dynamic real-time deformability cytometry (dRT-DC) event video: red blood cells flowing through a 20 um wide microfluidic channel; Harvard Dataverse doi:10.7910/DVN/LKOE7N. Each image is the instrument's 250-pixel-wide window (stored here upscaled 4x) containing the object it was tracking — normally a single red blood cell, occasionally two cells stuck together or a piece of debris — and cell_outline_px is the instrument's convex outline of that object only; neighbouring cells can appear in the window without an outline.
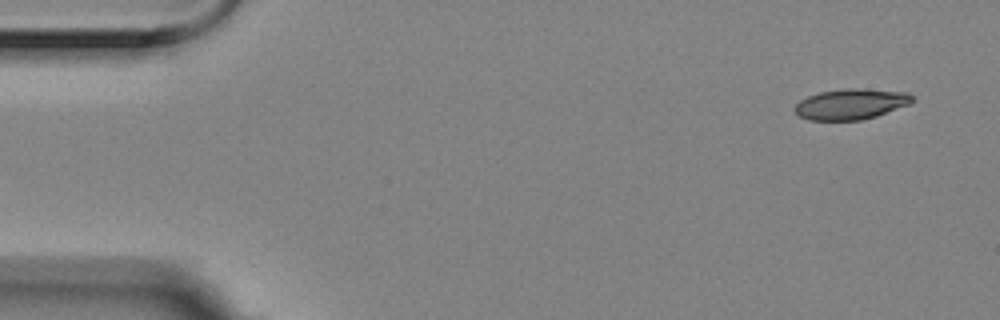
{"species": "Egyptian fruit bat (a non-hibernating species)", "species_latin": "Rousettus aegyptiacus", "temperature_condition": "room temperature", "stored_images_in_passage": 5, "camera_frame_rate_fps": 3000, "um_per_image_px": 0.085, "animal": {"sex": "female"}, "frame": {"image": 1, "passage_image": 1, "time_ms": 0.0, "image_size_px": [1000, 320], "cell_outline_px": [[916, 100], [908, 104], [876, 116], [860, 120], [808, 120], [800, 116], [792, 108], [800, 100], [808, 96], [820, 92], [844, 88], [860, 88], [908, 92]], "centroid_in_image_um": [72.32, 8.84], "position_along_channel_um": 12.7, "area_um2": 20.98}}
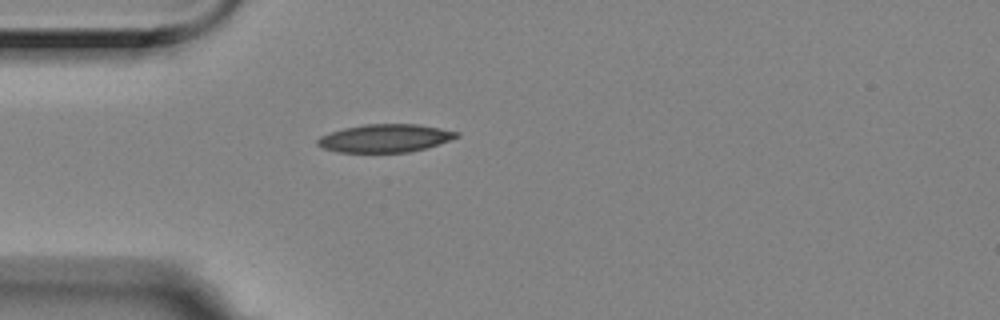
{"frame": {"image": 2, "passage_image": 4, "time_ms": 1.0, "image_size_px": [1000, 320], "cell_outline_px": [[460, 136], [428, 148], [408, 152], [336, 152], [324, 148], [316, 144], [316, 140], [320, 136], [344, 128], [364, 124], [416, 124], [440, 128], [460, 132]], "centroid_in_image_um": [32.75, 11.75], "position_along_channel_um": 52.3, "area_um2": 22.72}}